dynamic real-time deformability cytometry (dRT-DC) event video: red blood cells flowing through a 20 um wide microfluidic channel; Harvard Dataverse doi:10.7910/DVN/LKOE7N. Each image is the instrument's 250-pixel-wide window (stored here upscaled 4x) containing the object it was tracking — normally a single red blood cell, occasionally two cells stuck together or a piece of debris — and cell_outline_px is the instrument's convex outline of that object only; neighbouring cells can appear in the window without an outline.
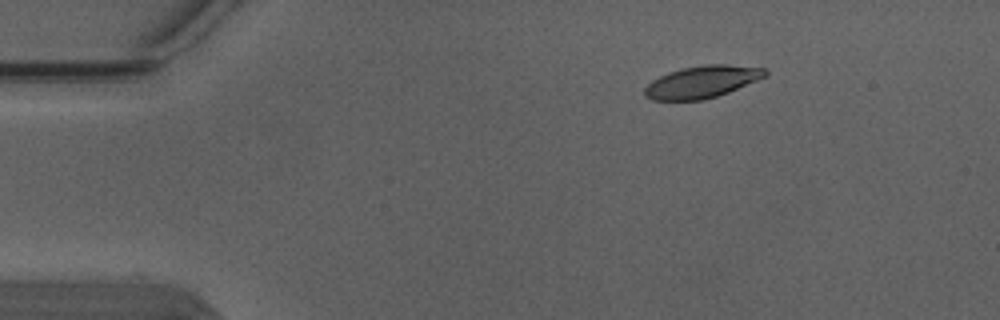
{"species": "Egyptian fruit bat (a non-hibernating species)", "species_latin": "Rousettus aegyptiacus", "temperature_condition": "warm", "stored_images_in_passage": 3, "camera_frame_rate_fps": 3000, "um_per_image_px": 0.085, "animal": {"sex": "male"}, "frame": {"image": 1, "passage_image": 2, "time_ms": 0.333, "image_size_px": [1000, 320], "cell_outline_px": [[768, 76], [728, 92], [716, 96], [700, 100], [652, 100], [644, 96], [644, 88], [652, 80], [668, 72], [684, 68], [704, 64], [728, 64], [768, 68]], "centroid_in_image_um": [59.7, 6.95], "position_along_channel_um": 25.3, "area_um2": 22.66}}